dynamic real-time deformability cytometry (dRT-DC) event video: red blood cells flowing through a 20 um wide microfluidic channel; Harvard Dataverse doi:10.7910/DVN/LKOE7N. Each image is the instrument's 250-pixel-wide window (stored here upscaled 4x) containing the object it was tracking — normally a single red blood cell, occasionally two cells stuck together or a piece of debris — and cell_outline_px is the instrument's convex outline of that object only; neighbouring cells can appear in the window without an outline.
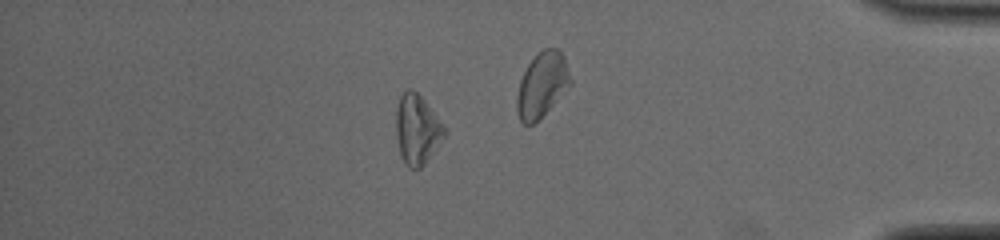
{"species": "common noctule bat (a hibernating species)", "species_latin": "Nyctalus noctula", "temperature_condition": "cold", "stored_images_in_passage": 48, "camera_frame_rate_fps": 3000, "um_per_image_px": 0.085, "animal": {"sex": "male", "body_mass_g": 19.0, "forearm_length_mm": 50.8}, "frame": {"image": 1, "passage_image": 41, "time_ms": 13.333, "image_size_px": [1000, 240], "cell_outline_px": [[448, 132], [424, 164], [420, 168], [408, 168], [404, 164], [400, 156], [396, 136], [396, 108], [400, 96], [408, 88], [412, 88], [424, 100], [448, 128]], "centroid_in_image_um": [35.46, 11.0], "position_along_channel_um": 399.7, "area_um2": 19.94}, "authors_computed_cell_mechanics": {"area_um2": 18.7272, "velocity_mm_per_s": 4.1026, "shape_relaxation_time_tau1_ms": 6.7951, "shape_relaxation_time_tau2_ms": null, "deformation_change_tau1": 0.1988, "deformation_change_tau2": null}}